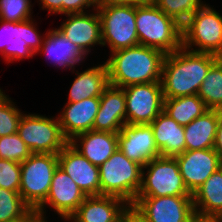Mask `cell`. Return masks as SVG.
Returning a JSON list of instances; mask_svg holds the SVG:
<instances>
[{
    "instance_id": "cell-1",
    "label": "cell",
    "mask_w": 222,
    "mask_h": 222,
    "mask_svg": "<svg viewBox=\"0 0 222 222\" xmlns=\"http://www.w3.org/2000/svg\"><path fill=\"white\" fill-rule=\"evenodd\" d=\"M220 57L183 47L165 55L161 85L164 99L197 95L211 66Z\"/></svg>"
},
{
    "instance_id": "cell-2",
    "label": "cell",
    "mask_w": 222,
    "mask_h": 222,
    "mask_svg": "<svg viewBox=\"0 0 222 222\" xmlns=\"http://www.w3.org/2000/svg\"><path fill=\"white\" fill-rule=\"evenodd\" d=\"M105 62L110 85L125 88L130 85L161 81L165 55L162 51L137 45L111 53Z\"/></svg>"
},
{
    "instance_id": "cell-3",
    "label": "cell",
    "mask_w": 222,
    "mask_h": 222,
    "mask_svg": "<svg viewBox=\"0 0 222 222\" xmlns=\"http://www.w3.org/2000/svg\"><path fill=\"white\" fill-rule=\"evenodd\" d=\"M139 45L169 54L182 47V26L155 4L136 6Z\"/></svg>"
},
{
    "instance_id": "cell-4",
    "label": "cell",
    "mask_w": 222,
    "mask_h": 222,
    "mask_svg": "<svg viewBox=\"0 0 222 222\" xmlns=\"http://www.w3.org/2000/svg\"><path fill=\"white\" fill-rule=\"evenodd\" d=\"M96 11L101 22L102 46L110 51L139 45L136 29V6L117 2H98Z\"/></svg>"
},
{
    "instance_id": "cell-5",
    "label": "cell",
    "mask_w": 222,
    "mask_h": 222,
    "mask_svg": "<svg viewBox=\"0 0 222 222\" xmlns=\"http://www.w3.org/2000/svg\"><path fill=\"white\" fill-rule=\"evenodd\" d=\"M101 195L115 196L132 205L141 187L142 166L117 149L99 166Z\"/></svg>"
},
{
    "instance_id": "cell-6",
    "label": "cell",
    "mask_w": 222,
    "mask_h": 222,
    "mask_svg": "<svg viewBox=\"0 0 222 222\" xmlns=\"http://www.w3.org/2000/svg\"><path fill=\"white\" fill-rule=\"evenodd\" d=\"M192 46L198 48L193 49ZM182 47L192 52L209 53L220 57L222 16L206 4L198 8L182 26Z\"/></svg>"
},
{
    "instance_id": "cell-7",
    "label": "cell",
    "mask_w": 222,
    "mask_h": 222,
    "mask_svg": "<svg viewBox=\"0 0 222 222\" xmlns=\"http://www.w3.org/2000/svg\"><path fill=\"white\" fill-rule=\"evenodd\" d=\"M20 165L19 193L23 201L36 210L48 196L52 177L59 166L58 155L32 153Z\"/></svg>"
},
{
    "instance_id": "cell-8",
    "label": "cell",
    "mask_w": 222,
    "mask_h": 222,
    "mask_svg": "<svg viewBox=\"0 0 222 222\" xmlns=\"http://www.w3.org/2000/svg\"><path fill=\"white\" fill-rule=\"evenodd\" d=\"M143 169H147L146 175ZM164 196H192L175 157L159 156L142 167L141 187L137 197Z\"/></svg>"
},
{
    "instance_id": "cell-9",
    "label": "cell",
    "mask_w": 222,
    "mask_h": 222,
    "mask_svg": "<svg viewBox=\"0 0 222 222\" xmlns=\"http://www.w3.org/2000/svg\"><path fill=\"white\" fill-rule=\"evenodd\" d=\"M17 133L31 153L58 155L69 142L63 136L58 118L37 114H22Z\"/></svg>"
},
{
    "instance_id": "cell-10",
    "label": "cell",
    "mask_w": 222,
    "mask_h": 222,
    "mask_svg": "<svg viewBox=\"0 0 222 222\" xmlns=\"http://www.w3.org/2000/svg\"><path fill=\"white\" fill-rule=\"evenodd\" d=\"M131 207L147 222H190L196 216L192 196L136 197Z\"/></svg>"
},
{
    "instance_id": "cell-11",
    "label": "cell",
    "mask_w": 222,
    "mask_h": 222,
    "mask_svg": "<svg viewBox=\"0 0 222 222\" xmlns=\"http://www.w3.org/2000/svg\"><path fill=\"white\" fill-rule=\"evenodd\" d=\"M123 89L126 124H150L163 111L161 81L130 85Z\"/></svg>"
},
{
    "instance_id": "cell-12",
    "label": "cell",
    "mask_w": 222,
    "mask_h": 222,
    "mask_svg": "<svg viewBox=\"0 0 222 222\" xmlns=\"http://www.w3.org/2000/svg\"><path fill=\"white\" fill-rule=\"evenodd\" d=\"M3 31L8 36V40H5L0 44V52L6 61L19 60L23 58L33 57L38 51L43 42L42 38L37 33V29L32 22V19L23 22H6L0 20ZM2 31V29L0 30ZM1 33V32H0ZM2 34V33H1Z\"/></svg>"
},
{
    "instance_id": "cell-13",
    "label": "cell",
    "mask_w": 222,
    "mask_h": 222,
    "mask_svg": "<svg viewBox=\"0 0 222 222\" xmlns=\"http://www.w3.org/2000/svg\"><path fill=\"white\" fill-rule=\"evenodd\" d=\"M118 149L144 167L160 155L150 124H125L118 133Z\"/></svg>"
},
{
    "instance_id": "cell-14",
    "label": "cell",
    "mask_w": 222,
    "mask_h": 222,
    "mask_svg": "<svg viewBox=\"0 0 222 222\" xmlns=\"http://www.w3.org/2000/svg\"><path fill=\"white\" fill-rule=\"evenodd\" d=\"M175 158L183 181L191 194L222 167L220 157L214 148L185 151Z\"/></svg>"
},
{
    "instance_id": "cell-15",
    "label": "cell",
    "mask_w": 222,
    "mask_h": 222,
    "mask_svg": "<svg viewBox=\"0 0 222 222\" xmlns=\"http://www.w3.org/2000/svg\"><path fill=\"white\" fill-rule=\"evenodd\" d=\"M87 196L73 179L59 166L51 181L46 200L36 209L42 213L46 204L51 205L65 220H68Z\"/></svg>"
},
{
    "instance_id": "cell-16",
    "label": "cell",
    "mask_w": 222,
    "mask_h": 222,
    "mask_svg": "<svg viewBox=\"0 0 222 222\" xmlns=\"http://www.w3.org/2000/svg\"><path fill=\"white\" fill-rule=\"evenodd\" d=\"M58 165L73 179L86 196L101 195L99 166L92 164L70 143L58 154Z\"/></svg>"
},
{
    "instance_id": "cell-17",
    "label": "cell",
    "mask_w": 222,
    "mask_h": 222,
    "mask_svg": "<svg viewBox=\"0 0 222 222\" xmlns=\"http://www.w3.org/2000/svg\"><path fill=\"white\" fill-rule=\"evenodd\" d=\"M130 207V204L119 197L87 196L68 220L71 222H124L125 214Z\"/></svg>"
},
{
    "instance_id": "cell-18",
    "label": "cell",
    "mask_w": 222,
    "mask_h": 222,
    "mask_svg": "<svg viewBox=\"0 0 222 222\" xmlns=\"http://www.w3.org/2000/svg\"><path fill=\"white\" fill-rule=\"evenodd\" d=\"M69 17L58 30L87 55L90 47L102 45L101 22L97 13L66 14Z\"/></svg>"
},
{
    "instance_id": "cell-19",
    "label": "cell",
    "mask_w": 222,
    "mask_h": 222,
    "mask_svg": "<svg viewBox=\"0 0 222 222\" xmlns=\"http://www.w3.org/2000/svg\"><path fill=\"white\" fill-rule=\"evenodd\" d=\"M126 124L124 89L108 85L100 96V107L95 117L93 130L119 133Z\"/></svg>"
},
{
    "instance_id": "cell-20",
    "label": "cell",
    "mask_w": 222,
    "mask_h": 222,
    "mask_svg": "<svg viewBox=\"0 0 222 222\" xmlns=\"http://www.w3.org/2000/svg\"><path fill=\"white\" fill-rule=\"evenodd\" d=\"M100 107V97H91L75 103H67L58 118L63 136L70 141L74 136L93 130Z\"/></svg>"
},
{
    "instance_id": "cell-21",
    "label": "cell",
    "mask_w": 222,
    "mask_h": 222,
    "mask_svg": "<svg viewBox=\"0 0 222 222\" xmlns=\"http://www.w3.org/2000/svg\"><path fill=\"white\" fill-rule=\"evenodd\" d=\"M68 143L92 164L100 166L118 149V134L91 130L74 136Z\"/></svg>"
},
{
    "instance_id": "cell-22",
    "label": "cell",
    "mask_w": 222,
    "mask_h": 222,
    "mask_svg": "<svg viewBox=\"0 0 222 222\" xmlns=\"http://www.w3.org/2000/svg\"><path fill=\"white\" fill-rule=\"evenodd\" d=\"M150 125L161 156L175 157L186 151L184 126L179 125L163 111Z\"/></svg>"
},
{
    "instance_id": "cell-23",
    "label": "cell",
    "mask_w": 222,
    "mask_h": 222,
    "mask_svg": "<svg viewBox=\"0 0 222 222\" xmlns=\"http://www.w3.org/2000/svg\"><path fill=\"white\" fill-rule=\"evenodd\" d=\"M222 111L208 109L184 126L186 151L214 148L218 122Z\"/></svg>"
},
{
    "instance_id": "cell-24",
    "label": "cell",
    "mask_w": 222,
    "mask_h": 222,
    "mask_svg": "<svg viewBox=\"0 0 222 222\" xmlns=\"http://www.w3.org/2000/svg\"><path fill=\"white\" fill-rule=\"evenodd\" d=\"M192 199L197 216L222 218V167L206 179Z\"/></svg>"
},
{
    "instance_id": "cell-25",
    "label": "cell",
    "mask_w": 222,
    "mask_h": 222,
    "mask_svg": "<svg viewBox=\"0 0 222 222\" xmlns=\"http://www.w3.org/2000/svg\"><path fill=\"white\" fill-rule=\"evenodd\" d=\"M45 37L40 50L42 49L41 51L51 58L55 65L63 68L70 67L73 70L74 65L84 59L86 54L81 48L66 38L58 29L50 30Z\"/></svg>"
},
{
    "instance_id": "cell-26",
    "label": "cell",
    "mask_w": 222,
    "mask_h": 222,
    "mask_svg": "<svg viewBox=\"0 0 222 222\" xmlns=\"http://www.w3.org/2000/svg\"><path fill=\"white\" fill-rule=\"evenodd\" d=\"M76 74L77 76L70 88L67 103H75L91 97H100L103 90L109 85L106 63L88 68L82 73L77 71Z\"/></svg>"
},
{
    "instance_id": "cell-27",
    "label": "cell",
    "mask_w": 222,
    "mask_h": 222,
    "mask_svg": "<svg viewBox=\"0 0 222 222\" xmlns=\"http://www.w3.org/2000/svg\"><path fill=\"white\" fill-rule=\"evenodd\" d=\"M208 109L198 95L164 99L163 112L181 126H186Z\"/></svg>"
},
{
    "instance_id": "cell-28",
    "label": "cell",
    "mask_w": 222,
    "mask_h": 222,
    "mask_svg": "<svg viewBox=\"0 0 222 222\" xmlns=\"http://www.w3.org/2000/svg\"><path fill=\"white\" fill-rule=\"evenodd\" d=\"M207 109L222 111V60L219 58L208 71L197 94Z\"/></svg>"
},
{
    "instance_id": "cell-29",
    "label": "cell",
    "mask_w": 222,
    "mask_h": 222,
    "mask_svg": "<svg viewBox=\"0 0 222 222\" xmlns=\"http://www.w3.org/2000/svg\"><path fill=\"white\" fill-rule=\"evenodd\" d=\"M31 210L19 192L0 188V222H22Z\"/></svg>"
},
{
    "instance_id": "cell-30",
    "label": "cell",
    "mask_w": 222,
    "mask_h": 222,
    "mask_svg": "<svg viewBox=\"0 0 222 222\" xmlns=\"http://www.w3.org/2000/svg\"><path fill=\"white\" fill-rule=\"evenodd\" d=\"M154 4L181 26L204 5L201 0H155Z\"/></svg>"
},
{
    "instance_id": "cell-31",
    "label": "cell",
    "mask_w": 222,
    "mask_h": 222,
    "mask_svg": "<svg viewBox=\"0 0 222 222\" xmlns=\"http://www.w3.org/2000/svg\"><path fill=\"white\" fill-rule=\"evenodd\" d=\"M21 117L22 112L2 92L0 94V137L17 133Z\"/></svg>"
},
{
    "instance_id": "cell-32",
    "label": "cell",
    "mask_w": 222,
    "mask_h": 222,
    "mask_svg": "<svg viewBox=\"0 0 222 222\" xmlns=\"http://www.w3.org/2000/svg\"><path fill=\"white\" fill-rule=\"evenodd\" d=\"M18 133L0 137V158L22 163L31 155Z\"/></svg>"
},
{
    "instance_id": "cell-33",
    "label": "cell",
    "mask_w": 222,
    "mask_h": 222,
    "mask_svg": "<svg viewBox=\"0 0 222 222\" xmlns=\"http://www.w3.org/2000/svg\"><path fill=\"white\" fill-rule=\"evenodd\" d=\"M30 0H0V20L23 22L31 19Z\"/></svg>"
},
{
    "instance_id": "cell-34",
    "label": "cell",
    "mask_w": 222,
    "mask_h": 222,
    "mask_svg": "<svg viewBox=\"0 0 222 222\" xmlns=\"http://www.w3.org/2000/svg\"><path fill=\"white\" fill-rule=\"evenodd\" d=\"M20 177V163L0 158V188L19 192Z\"/></svg>"
},
{
    "instance_id": "cell-35",
    "label": "cell",
    "mask_w": 222,
    "mask_h": 222,
    "mask_svg": "<svg viewBox=\"0 0 222 222\" xmlns=\"http://www.w3.org/2000/svg\"><path fill=\"white\" fill-rule=\"evenodd\" d=\"M95 0H62V14L85 13L84 8L97 7Z\"/></svg>"
},
{
    "instance_id": "cell-36",
    "label": "cell",
    "mask_w": 222,
    "mask_h": 222,
    "mask_svg": "<svg viewBox=\"0 0 222 222\" xmlns=\"http://www.w3.org/2000/svg\"><path fill=\"white\" fill-rule=\"evenodd\" d=\"M42 3V9H47L50 13L62 14V0H40Z\"/></svg>"
},
{
    "instance_id": "cell-37",
    "label": "cell",
    "mask_w": 222,
    "mask_h": 222,
    "mask_svg": "<svg viewBox=\"0 0 222 222\" xmlns=\"http://www.w3.org/2000/svg\"><path fill=\"white\" fill-rule=\"evenodd\" d=\"M214 149H215L216 153L219 155L220 160L222 162V116L220 117V120H219L218 126H217Z\"/></svg>"
},
{
    "instance_id": "cell-38",
    "label": "cell",
    "mask_w": 222,
    "mask_h": 222,
    "mask_svg": "<svg viewBox=\"0 0 222 222\" xmlns=\"http://www.w3.org/2000/svg\"><path fill=\"white\" fill-rule=\"evenodd\" d=\"M101 2H117L134 6H143L154 4L155 0H102Z\"/></svg>"
},
{
    "instance_id": "cell-39",
    "label": "cell",
    "mask_w": 222,
    "mask_h": 222,
    "mask_svg": "<svg viewBox=\"0 0 222 222\" xmlns=\"http://www.w3.org/2000/svg\"><path fill=\"white\" fill-rule=\"evenodd\" d=\"M44 213L38 210H31L25 217L24 222H47Z\"/></svg>"
},
{
    "instance_id": "cell-40",
    "label": "cell",
    "mask_w": 222,
    "mask_h": 222,
    "mask_svg": "<svg viewBox=\"0 0 222 222\" xmlns=\"http://www.w3.org/2000/svg\"><path fill=\"white\" fill-rule=\"evenodd\" d=\"M124 222H147L143 217H141L132 207H130L124 218Z\"/></svg>"
},
{
    "instance_id": "cell-41",
    "label": "cell",
    "mask_w": 222,
    "mask_h": 222,
    "mask_svg": "<svg viewBox=\"0 0 222 222\" xmlns=\"http://www.w3.org/2000/svg\"><path fill=\"white\" fill-rule=\"evenodd\" d=\"M190 222H222V218L195 216Z\"/></svg>"
}]
</instances>
